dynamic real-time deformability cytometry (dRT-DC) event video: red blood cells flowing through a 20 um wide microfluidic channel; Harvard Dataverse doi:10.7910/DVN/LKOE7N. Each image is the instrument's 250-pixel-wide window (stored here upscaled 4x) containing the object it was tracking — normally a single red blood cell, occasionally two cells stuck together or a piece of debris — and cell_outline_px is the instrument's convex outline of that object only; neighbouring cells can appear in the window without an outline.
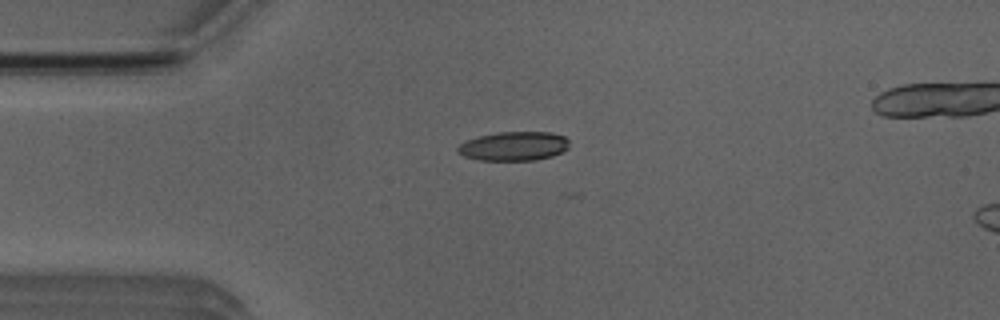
{"species": "Egyptian fruit bat (a non-hibernating species)", "species_latin": "Rousettus aegyptiacus", "temperature_condition": "room temperature", "stored_images_in_passage": 6, "camera_frame_rate_fps": 3000, "um_per_image_px": 0.085, "animal": {"sex": "male"}, "frame": {"image": 1, "passage_image": 4, "time_ms": 3.333, "image_size_px": [1000, 320], "cell_outline_px": [[568, 148], [552, 156], [536, 160], [476, 160], [464, 156], [456, 152], [456, 148], [460, 144], [468, 140], [480, 136], [496, 132], [552, 132], [564, 136], [568, 140]], "centroid_in_image_um": [43.66, 12.42], "position_along_channel_um": 41.3, "area_um2": 18.9}}